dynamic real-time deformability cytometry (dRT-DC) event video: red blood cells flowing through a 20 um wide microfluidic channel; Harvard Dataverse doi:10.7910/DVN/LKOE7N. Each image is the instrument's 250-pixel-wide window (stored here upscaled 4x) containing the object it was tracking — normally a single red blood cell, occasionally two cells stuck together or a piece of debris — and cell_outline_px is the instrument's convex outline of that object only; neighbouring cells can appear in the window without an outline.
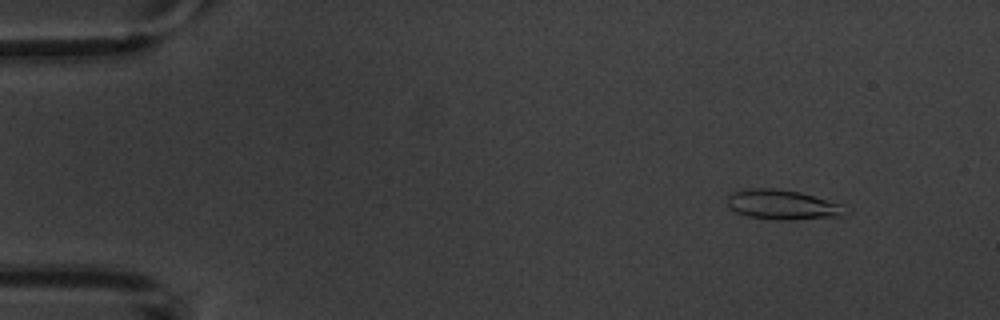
{"species": "common noctule bat (a hibernating species)", "species_latin": "Nyctalus noctula", "temperature_condition": "warm", "stored_images_in_passage": 3, "camera_frame_rate_fps": 3000, "um_per_image_px": 0.085, "animal": {"sex": "male", "body_mass_g": 20.1, "forearm_length_mm": 53.5}, "frame": {"image": 1, "passage_image": 1, "time_ms": 0.0, "image_size_px": [1000, 320], "cell_outline_px": [[852, 212], [840, 216], [792, 220], [776, 220], [748, 216], [736, 212], [728, 204], [728, 196], [732, 192], [752, 188], [776, 188], [800, 192], [840, 204]], "centroid_in_image_um": [66.54, 17.4], "position_along_channel_um": 18.5, "area_um2": 20.4}}
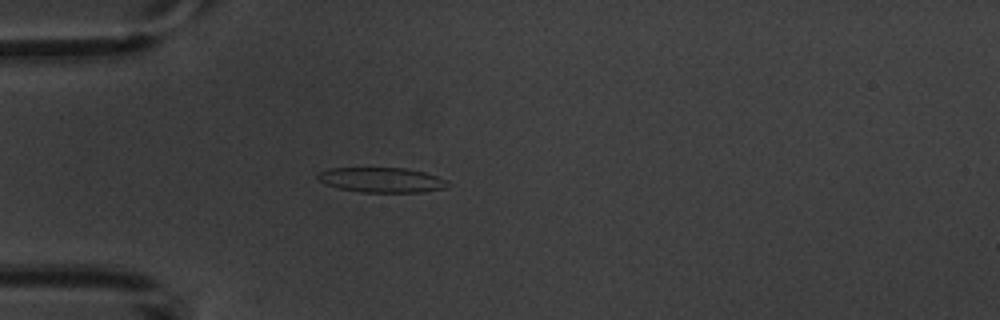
{"frame": {"image": 2, "passage_image": 3, "time_ms": 3.333, "image_size_px": [1000, 320], "cell_outline_px": [[448, 184], [444, 188], [424, 192], [360, 192], [340, 188], [324, 184], [316, 176], [320, 172], [328, 168], [404, 168], [424, 172], [436, 176], [444, 180]], "centroid_in_image_um": [32.4, 15.29], "position_along_channel_um": 52.6, "area_um2": 18.67}}